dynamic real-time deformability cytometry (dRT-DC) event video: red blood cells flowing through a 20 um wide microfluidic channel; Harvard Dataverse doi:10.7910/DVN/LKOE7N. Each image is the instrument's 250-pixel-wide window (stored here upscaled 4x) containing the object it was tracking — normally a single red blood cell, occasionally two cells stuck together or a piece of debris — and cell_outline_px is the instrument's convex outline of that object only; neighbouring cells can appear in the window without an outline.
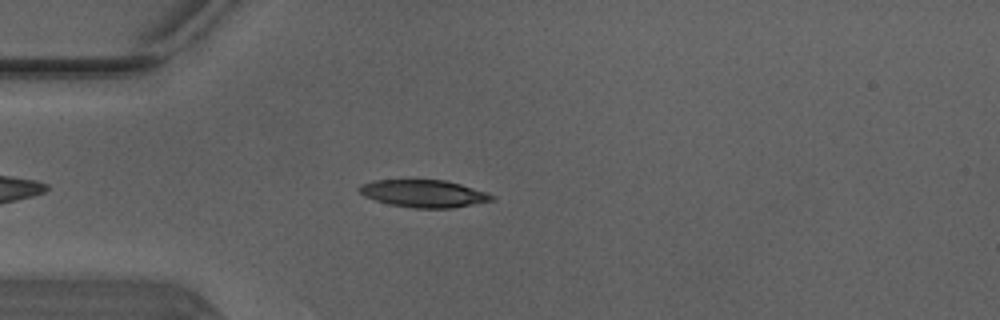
{"species": "Egyptian fruit bat (a non-hibernating species)", "species_latin": "Rousettus aegyptiacus", "temperature_condition": "warm", "stored_images_in_passage": 4, "camera_frame_rate_fps": 3000, "um_per_image_px": 0.085, "animal": {"sex": "male"}, "frame": {"image": 1, "passage_image": 4, "time_ms": 1.0, "image_size_px": [1000, 320], "cell_outline_px": [[496, 200], [452, 208], [412, 208], [388, 204], [364, 196], [356, 188], [360, 184], [376, 180], [444, 180], [460, 184], [488, 192], [496, 196]], "centroid_in_image_um": [36.04, 16.46], "position_along_channel_um": 49.0, "area_um2": 21.33}}